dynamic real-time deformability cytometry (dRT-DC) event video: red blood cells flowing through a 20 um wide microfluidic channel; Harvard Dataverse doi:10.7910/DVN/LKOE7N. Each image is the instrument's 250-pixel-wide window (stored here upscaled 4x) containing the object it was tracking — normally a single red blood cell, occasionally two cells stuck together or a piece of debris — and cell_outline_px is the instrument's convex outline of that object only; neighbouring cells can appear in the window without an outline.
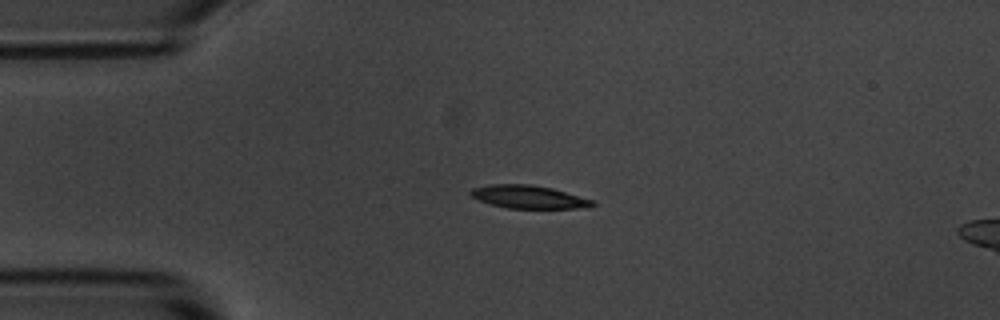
{"species": "common noctule bat (a hibernating species)", "species_latin": "Nyctalus noctula", "temperature_condition": "room temperature", "stored_images_in_passage": 44, "camera_frame_rate_fps": 3000, "um_per_image_px": 0.085, "animal": {"sex": "male", "body_mass_g": 20.1, "forearm_length_mm": 53.5}, "frame": {"image": 1, "passage_image": 1, "time_ms": 0.0, "image_size_px": [1000, 320], "cell_outline_px": [[596, 204], [588, 208], [508, 208], [492, 204], [468, 196], [468, 192], [472, 188], [492, 184], [532, 184], [552, 188], [592, 200]], "centroid_in_image_um": [44.9, 16.73], "position_along_channel_um": 40.1, "area_um2": 16.3}}
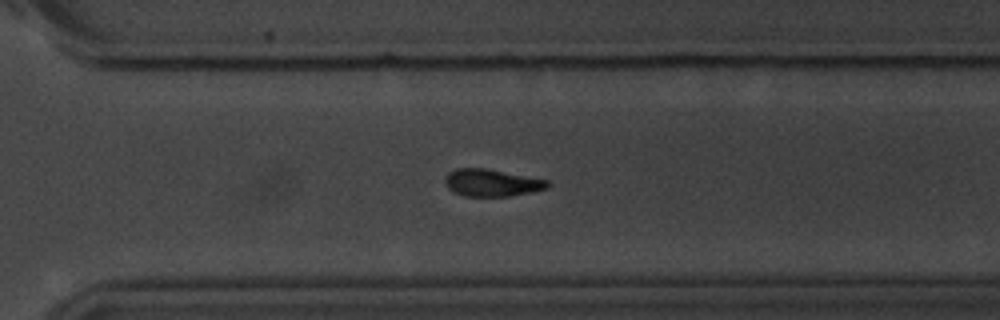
{"frame": {"image": 2, "passage_image": 27, "time_ms": 8.667, "image_size_px": [1000, 320], "cell_outline_px": [[552, 184], [548, 188], [532, 192], [508, 196], [464, 196], [452, 192], [444, 184], [444, 180], [448, 172], [456, 168], [488, 168], [548, 180]], "centroid_in_image_um": [41.79, 15.53], "position_along_channel_um": 328.8, "area_um2": 16.53}}
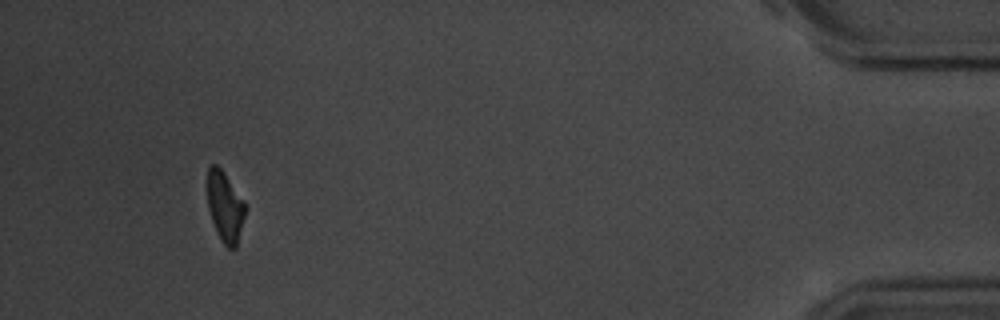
{"frame": {"image": 3, "passage_image": 40, "time_ms": 13.0, "image_size_px": [1000, 320], "cell_outline_px": [[244, 216], [236, 248], [228, 248], [220, 240], [216, 232], [208, 208], [208, 168], [212, 164], [216, 164], [224, 172], [244, 200]], "centroid_in_image_um": [19.11, 17.57], "position_along_channel_um": 416.1, "area_um2": 15.26}, "authors_computed_cell_mechanics": {"area_um2": 16.9065, "velocity_mm_per_s": 3.6173, "shape_relaxation_time_tau1_ms": 2.8328, "shape_relaxation_time_tau2_ms": 9.3491, "deformation_change_tau1": 0.1519, "deformation_change_tau2": 0.1613}}